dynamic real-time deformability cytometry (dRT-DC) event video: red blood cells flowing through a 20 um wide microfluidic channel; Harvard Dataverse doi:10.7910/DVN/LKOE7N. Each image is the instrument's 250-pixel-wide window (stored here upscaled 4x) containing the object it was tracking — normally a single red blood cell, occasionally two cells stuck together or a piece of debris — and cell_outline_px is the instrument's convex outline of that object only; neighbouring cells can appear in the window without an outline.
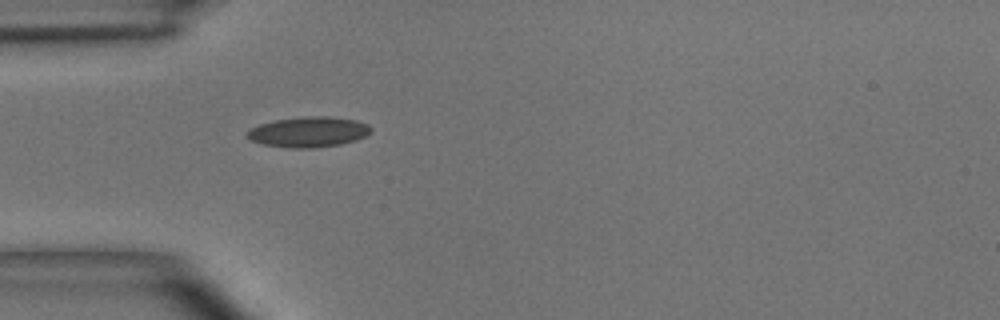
{"species": "common noctule bat (a hibernating species)", "species_latin": "Nyctalus noctula", "temperature_condition": "room temperature", "stored_images_in_passage": 1, "camera_frame_rate_fps": 3000, "um_per_image_px": 0.085, "animal": {"sex": "male", "body_mass_g": 15.6}, "frame": {"image": 1, "passage_image": 1, "time_ms": 0.0, "image_size_px": [1000, 320], "cell_outline_px": [[372, 128], [364, 136], [356, 140], [340, 144], [312, 148], [292, 148], [264, 144], [252, 140], [244, 136], [252, 128], [260, 124], [276, 120], [308, 116], [328, 116], [356, 120], [368, 124]], "centroid_in_image_um": [26.23, 11.21], "position_along_channel_um": 58.8, "area_um2": 21.62}}